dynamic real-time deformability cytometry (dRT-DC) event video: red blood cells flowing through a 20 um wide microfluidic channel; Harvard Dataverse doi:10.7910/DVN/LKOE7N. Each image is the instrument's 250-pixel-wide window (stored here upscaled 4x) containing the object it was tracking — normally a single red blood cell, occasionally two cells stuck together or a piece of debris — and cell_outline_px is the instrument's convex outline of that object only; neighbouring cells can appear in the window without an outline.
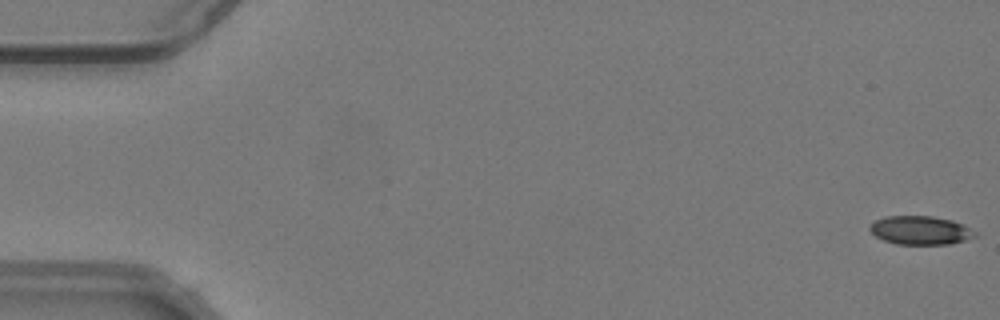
{"species": "common noctule bat (a hibernating species)", "species_latin": "Nyctalus noctula", "temperature_condition": "warm", "stored_images_in_passage": 55, "camera_frame_rate_fps": 3000, "um_per_image_px": 0.085, "animal": {"sex": "male", "body_mass_g": 19.2, "forearm_length_mm": 51.8}, "frame": {"image": 1, "passage_image": 1, "time_ms": 0.0, "image_size_px": [1000, 320], "cell_outline_px": [[976, 236], [964, 240], [948, 244], [896, 244], [884, 240], [876, 236], [868, 228], [876, 220], [884, 216], [932, 216], [952, 220], [964, 224], [976, 232]], "centroid_in_image_um": [78.24, 19.57], "position_along_channel_um": 6.8, "area_um2": 17.46}}
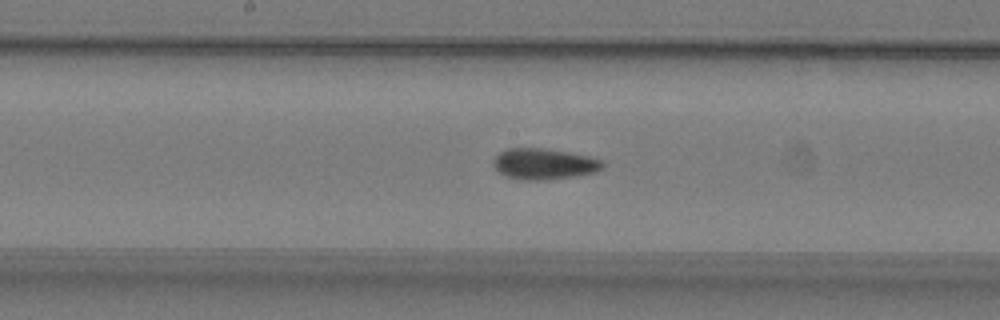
{"frame": {"image": 2, "passage_image": 29, "time_ms": 9.333, "image_size_px": [1000, 320], "cell_outline_px": [[604, 168], [596, 172], [576, 176], [548, 180], [520, 180], [504, 176], [492, 164], [492, 160], [500, 152], [508, 148], [540, 148], [568, 152], [588, 156], [604, 160]], "centroid_in_image_um": [46.26, 13.94], "position_along_channel_um": 201.9, "area_um2": 19.94}}
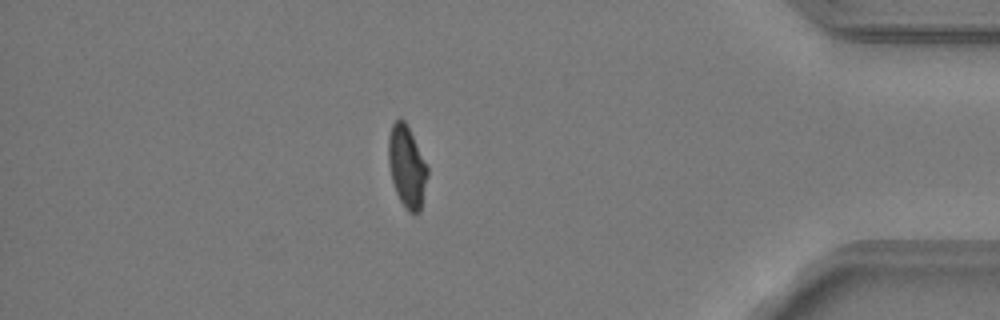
{"frame": {"image": 3, "passage_image": 48, "time_ms": 15.667, "image_size_px": [1000, 320], "cell_outline_px": [[428, 176], [420, 212], [408, 212], [400, 200], [396, 192], [392, 180], [388, 164], [388, 136], [392, 124], [400, 116], [404, 120], [428, 168]], "centroid_in_image_um": [34.57, 14.16], "position_along_channel_um": 400.6, "area_um2": 18.44}, "authors_computed_cell_mechanics": {"area_um2": 19.1896, "velocity_mm_per_s": 3.7815, "shape_relaxation_time_tau1_ms": null, "shape_relaxation_time_tau2_ms": 1.9284, "deformation_change_tau1": null, "deformation_change_tau2": 0.0743}}